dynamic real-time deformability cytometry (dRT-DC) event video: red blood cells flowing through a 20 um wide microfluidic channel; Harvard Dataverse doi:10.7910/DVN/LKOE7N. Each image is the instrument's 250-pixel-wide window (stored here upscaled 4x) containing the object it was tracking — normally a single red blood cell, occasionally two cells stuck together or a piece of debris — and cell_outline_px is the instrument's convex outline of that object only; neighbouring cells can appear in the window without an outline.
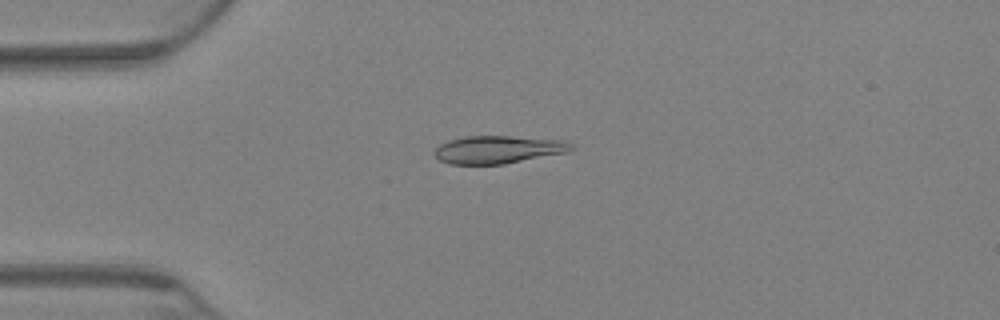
{"species": "Egyptian fruit bat (a non-hibernating species)", "species_latin": "Rousettus aegyptiacus", "temperature_condition": "warm", "stored_images_in_passage": 72, "camera_frame_rate_fps": 3000, "um_per_image_px": 0.085, "animal": {"sex": "female"}, "frame": {"image": 1, "passage_image": 18, "time_ms": 5.667, "image_size_px": [1000, 320], "cell_outline_px": [[576, 148], [568, 152], [504, 164], [448, 164], [440, 160], [432, 152], [440, 144], [448, 140], [464, 136], [508, 136], [564, 140], [572, 144]], "centroid_in_image_um": [42.34, 12.71], "position_along_channel_um": 42.7, "area_um2": 22.25}}
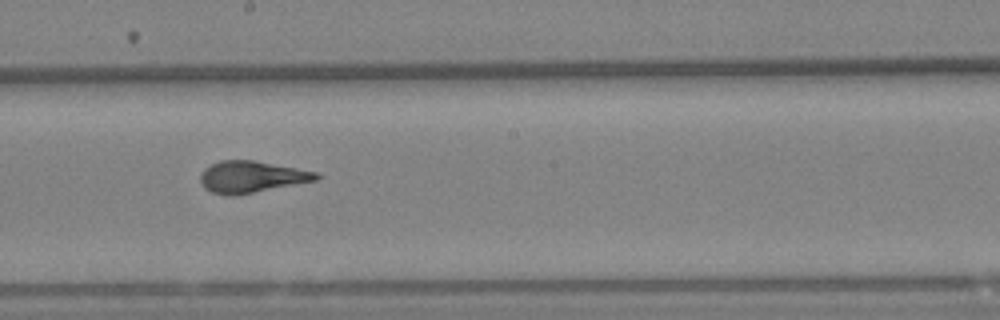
{"frame": {"image": 2, "passage_image": 40, "time_ms": 13.0, "image_size_px": [1000, 320], "cell_outline_px": [[320, 176], [316, 180], [232, 196], [228, 196], [212, 192], [204, 188], [200, 180], [200, 176], [204, 168], [220, 160], [252, 160], [320, 172]], "centroid_in_image_um": [21.36, 15.02], "position_along_channel_um": 226.8, "area_um2": 21.15}}
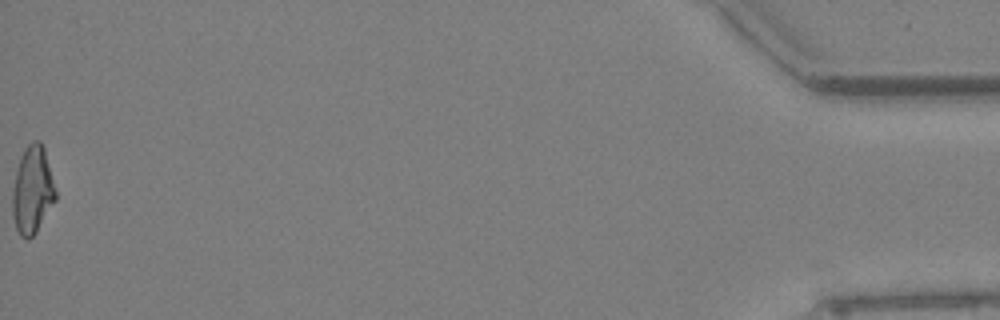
{"frame": {"image": 3, "passage_image": 72, "time_ms": 23.667, "image_size_px": [1000, 320], "cell_outline_px": [[56, 200], [36, 232], [28, 240], [20, 236], [16, 228], [12, 216], [12, 192], [16, 172], [20, 156], [24, 148], [32, 140], [40, 140], [44, 148], [56, 192]], "centroid_in_image_um": [2.74, 16.16], "position_along_channel_um": 432.5, "area_um2": 22.02}, "authors_computed_cell_mechanics": {"area_um2": 21.5594, "velocity_mm_per_s": 2.8578, "shape_relaxation_time_tau1_ms": null, "shape_relaxation_time_tau2_ms": 1.1167, "deformation_change_tau1": null, "deformation_change_tau2": 0.0663}}